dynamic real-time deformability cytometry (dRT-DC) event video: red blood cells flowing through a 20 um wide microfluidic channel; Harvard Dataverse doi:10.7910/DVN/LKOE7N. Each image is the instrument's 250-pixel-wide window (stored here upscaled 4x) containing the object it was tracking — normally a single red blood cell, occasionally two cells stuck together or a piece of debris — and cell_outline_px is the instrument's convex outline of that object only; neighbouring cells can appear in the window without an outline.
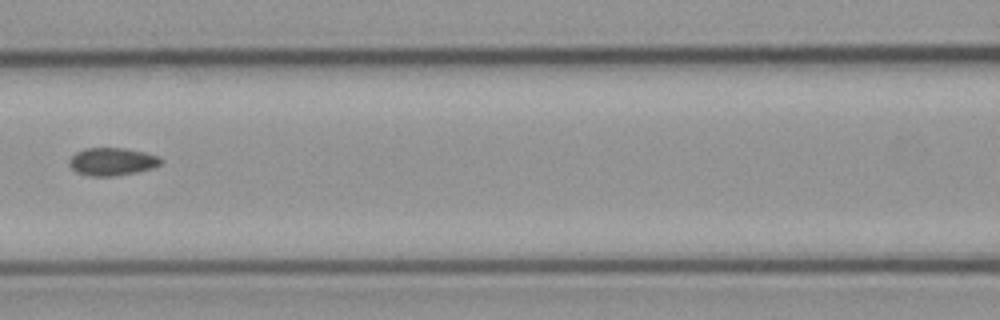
{"species": "common noctule bat (a hibernating species)", "species_latin": "Nyctalus noctula", "temperature_condition": "cold", "stored_images_in_passage": 4, "camera_frame_rate_fps": 3000, "um_per_image_px": 0.085, "animal": {"sex": "male", "body_mass_g": 23.1, "forearm_length_mm": 52.7}, "frame": {"image": 1, "passage_image": 4, "time_ms": 3.333, "image_size_px": [1000, 320], "cell_outline_px": [[164, 160], [160, 164], [152, 168], [136, 172], [112, 176], [88, 176], [76, 172], [68, 164], [68, 160], [76, 152], [84, 148], [124, 148], [144, 152], [160, 156]], "centroid_in_image_um": [9.52, 13.73], "position_along_channel_um": 157.1, "area_um2": 14.91}}